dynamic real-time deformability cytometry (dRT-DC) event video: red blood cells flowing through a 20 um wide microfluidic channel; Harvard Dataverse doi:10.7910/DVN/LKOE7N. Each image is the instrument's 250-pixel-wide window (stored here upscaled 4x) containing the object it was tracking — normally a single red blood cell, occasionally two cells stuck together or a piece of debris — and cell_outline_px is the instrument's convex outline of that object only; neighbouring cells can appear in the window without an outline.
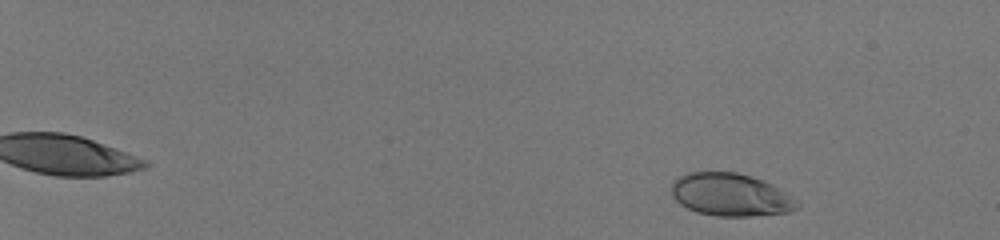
{"species": "human", "species_latin": "Homo sapiens", "temperature_condition": "room temperature", "stored_images_in_passage": 22, "camera_frame_rate_fps": 3000, "um_per_image_px": 0.085, "donor": {"sex": "male"}, "frame": {"image": 1, "passage_image": 5, "time_ms": 1.333, "image_size_px": [1000, 240], "cell_outline_px": [[800, 204], [796, 208], [788, 212], [752, 216], [716, 216], [696, 212], [680, 204], [672, 196], [672, 180], [688, 172], [736, 172], [752, 176], [764, 180], [772, 184], [800, 200]], "centroid_in_image_um": [62.12, 16.55], "position_along_channel_um": 22.9, "area_um2": 31.56}}